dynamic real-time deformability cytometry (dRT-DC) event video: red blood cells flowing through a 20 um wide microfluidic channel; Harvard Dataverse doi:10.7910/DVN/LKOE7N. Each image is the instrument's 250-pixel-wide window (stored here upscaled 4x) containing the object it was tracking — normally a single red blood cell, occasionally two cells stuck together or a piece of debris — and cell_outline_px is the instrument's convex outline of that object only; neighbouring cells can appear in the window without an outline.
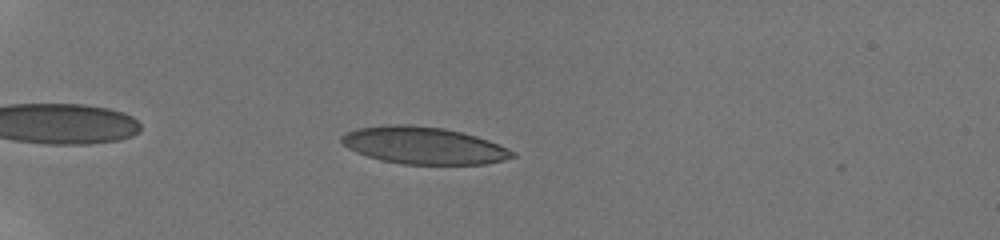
{"species": "human", "species_latin": "Homo sapiens", "temperature_condition": "room temperature", "stored_images_in_passage": 46, "camera_frame_rate_fps": 3000, "um_per_image_px": 0.085, "donor": {"sex": "male"}, "frame": {"image": 1, "passage_image": 8, "time_ms": 2.333, "image_size_px": [1000, 240], "cell_outline_px": [[516, 156], [504, 160], [484, 164], [404, 164], [380, 160], [356, 152], [348, 148], [340, 140], [340, 136], [356, 128], [388, 124], [408, 124], [444, 128], [476, 136], [488, 140], [516, 152]], "centroid_in_image_um": [35.99, 12.36], "position_along_channel_um": 49.0, "area_um2": 36.93}}
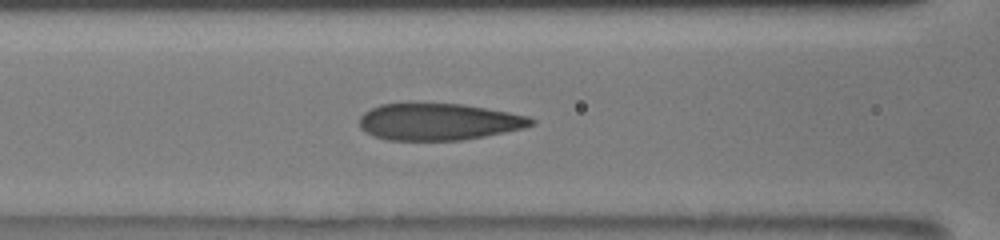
{"frame": {"image": 2, "passage_image": 18, "time_ms": 5.667, "image_size_px": [1000, 240], "cell_outline_px": [[536, 124], [524, 128], [464, 140], [388, 140], [376, 136], [360, 128], [360, 116], [364, 112], [380, 104], [408, 100], [460, 104], [508, 112], [528, 116], [536, 120]], "centroid_in_image_um": [37.25, 10.31], "position_along_channel_um": 129.3, "area_um2": 37.63}}
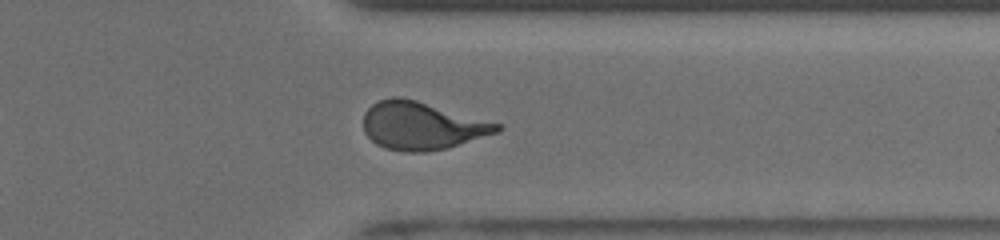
{"frame": {"image": 3, "passage_image": 37, "time_ms": 12.0, "image_size_px": [1000, 240], "cell_outline_px": [[504, 128], [500, 132], [448, 148], [428, 152], [404, 152], [384, 148], [376, 144], [364, 132], [364, 112], [372, 104], [380, 100], [392, 96], [400, 96], [416, 100], [500, 124]], "centroid_in_image_um": [35.85, 10.7], "position_along_channel_um": 375.5, "area_um2": 37.34}, "authors_computed_cell_mechanics": {"area_um2": 37.1076, "velocity_mm_per_s": 3.888, "shape_relaxation_time_tau1_ms": 5.0053, "shape_relaxation_time_tau2_ms": 0.763, "deformation_change_tau1": 0.1917, "deformation_change_tau2": 0.0883}}